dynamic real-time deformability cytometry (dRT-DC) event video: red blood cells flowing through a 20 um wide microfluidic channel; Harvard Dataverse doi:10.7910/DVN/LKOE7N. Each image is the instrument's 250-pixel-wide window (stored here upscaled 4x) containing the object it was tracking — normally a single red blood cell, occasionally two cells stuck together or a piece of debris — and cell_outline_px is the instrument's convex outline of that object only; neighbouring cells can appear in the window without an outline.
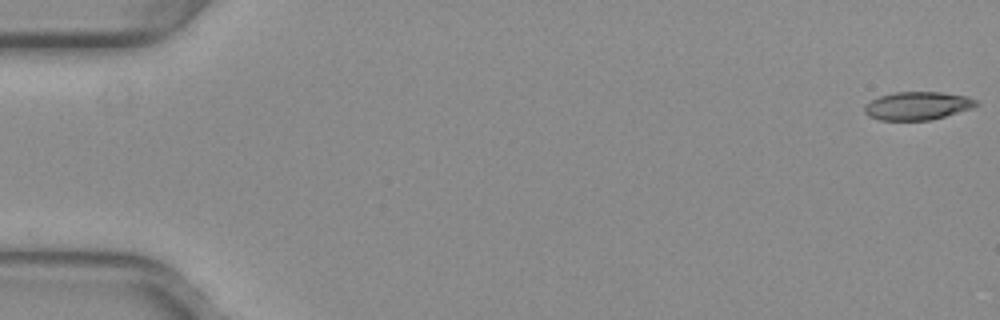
{"species": "common noctule bat (a hibernating species)", "species_latin": "Nyctalus noctula", "temperature_condition": "warm", "stored_images_in_passage": 27, "camera_frame_rate_fps": 3000, "um_per_image_px": 0.085, "animal": {"sex": "female", "body_mass_g": 29.2, "forearm_length_mm": 56.3}, "frame": {"image": 1, "passage_image": 1, "time_ms": 0.0, "image_size_px": [1000, 320], "cell_outline_px": [[980, 104], [972, 108], [932, 120], [880, 120], [868, 116], [864, 112], [864, 108], [872, 100], [880, 96], [896, 92], [940, 92], [968, 96], [976, 100]], "centroid_in_image_um": [78.02, 8.99], "position_along_channel_um": 7.0, "area_um2": 18.26}}
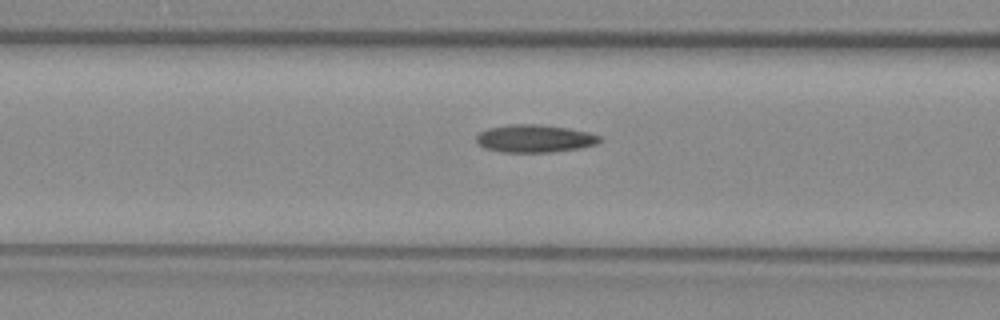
{"frame": {"image": 2, "passage_image": 22, "time_ms": 7.0, "image_size_px": [1000, 320], "cell_outline_px": [[604, 140], [596, 144], [580, 148], [552, 152], [504, 152], [484, 148], [476, 140], [476, 136], [480, 132], [488, 128], [508, 124], [536, 124], [568, 128], [588, 132], [600, 136]], "centroid_in_image_um": [45.46, 11.77], "position_along_channel_um": 121.1, "area_um2": 19.94}}
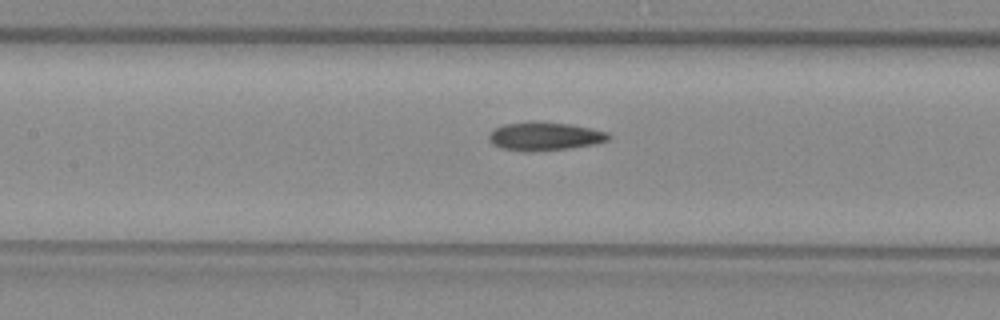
{"frame": {"image": 3, "passage_image": 25, "time_ms": 8.0, "image_size_px": [1000, 320], "cell_outline_px": [[612, 136], [608, 140], [596, 144], [568, 148], [528, 152], [524, 152], [504, 148], [492, 144], [488, 136], [496, 128], [504, 124], [528, 120], [536, 120], [572, 124], [592, 128], [608, 132]], "centroid_in_image_um": [46.33, 11.56], "position_along_channel_um": 161.1, "area_um2": 20.11}}